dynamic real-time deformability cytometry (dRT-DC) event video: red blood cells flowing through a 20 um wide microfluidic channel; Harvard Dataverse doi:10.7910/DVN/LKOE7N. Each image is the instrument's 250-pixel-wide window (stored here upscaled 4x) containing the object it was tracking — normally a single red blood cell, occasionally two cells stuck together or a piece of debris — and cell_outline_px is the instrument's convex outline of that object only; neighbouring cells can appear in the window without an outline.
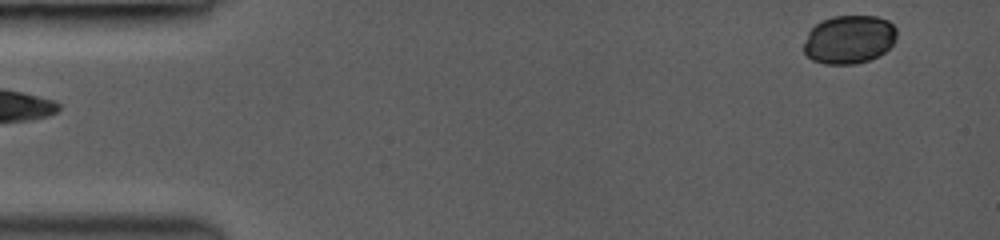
{"species": "common noctule bat (a hibernating species)", "species_latin": "Nyctalus noctula", "temperature_condition": "room temperature", "stored_images_in_passage": 6, "segment_of_instrument_passage": [2, 2], "camera_frame_rate_fps": 3000, "um_per_image_px": 0.085, "animal": {"sex": "female", "body_mass_g": 19.0, "forearm_length_mm": 53.3}, "frame": {"image": 1, "passage_image": 6, "time_ms": 4.667, "image_size_px": [1000, 240], "cell_outline_px": [[896, 40], [880, 56], [856, 64], [824, 64], [812, 60], [804, 52], [804, 44], [808, 32], [820, 20], [832, 16], [876, 16], [888, 20], [896, 28]], "centroid_in_image_um": [72.18, 3.35], "position_along_channel_um": 12.8, "area_um2": 26.41}}